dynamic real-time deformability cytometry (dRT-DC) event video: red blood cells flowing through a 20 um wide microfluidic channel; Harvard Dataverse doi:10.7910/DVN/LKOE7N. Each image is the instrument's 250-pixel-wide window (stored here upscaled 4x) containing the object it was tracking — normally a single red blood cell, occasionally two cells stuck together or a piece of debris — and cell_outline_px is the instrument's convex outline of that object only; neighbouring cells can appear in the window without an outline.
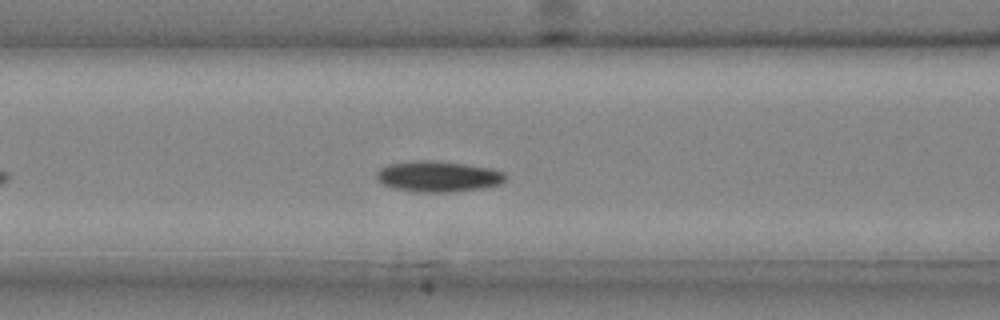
{"species": "common noctule bat (a hibernating species)", "species_latin": "Nyctalus noctula", "temperature_condition": "cold", "stored_images_in_passage": 33, "camera_frame_rate_fps": 3000, "um_per_image_px": 0.085, "animal": {"sex": "male", "body_mass_g": 20.4}, "frame": {"image": 1, "passage_image": 10, "time_ms": 3.0, "image_size_px": [1000, 320], "cell_outline_px": [[504, 180], [500, 184], [480, 188], [452, 192], [416, 192], [396, 188], [384, 184], [376, 176], [376, 172], [380, 168], [388, 164], [420, 160], [432, 160], [464, 164], [492, 168], [504, 172]], "centroid_in_image_um": [37.24, 14.99], "position_along_channel_um": 129.4, "area_um2": 22.89}}
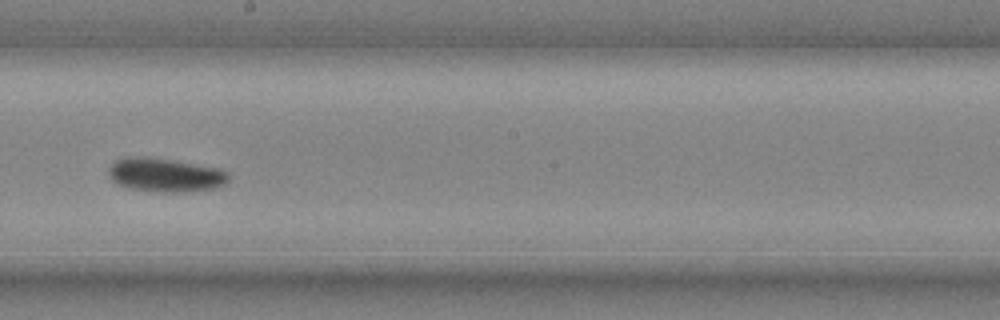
{"frame": {"image": 2, "passage_image": 17, "time_ms": 5.333, "image_size_px": [1000, 320], "cell_outline_px": [[228, 180], [224, 184], [216, 188], [192, 192], [160, 192], [128, 188], [116, 184], [108, 176], [108, 168], [116, 160], [124, 156], [148, 156], [216, 168], [228, 172]], "centroid_in_image_um": [13.99, 14.88], "position_along_channel_um": 234.2, "area_um2": 23.81}}
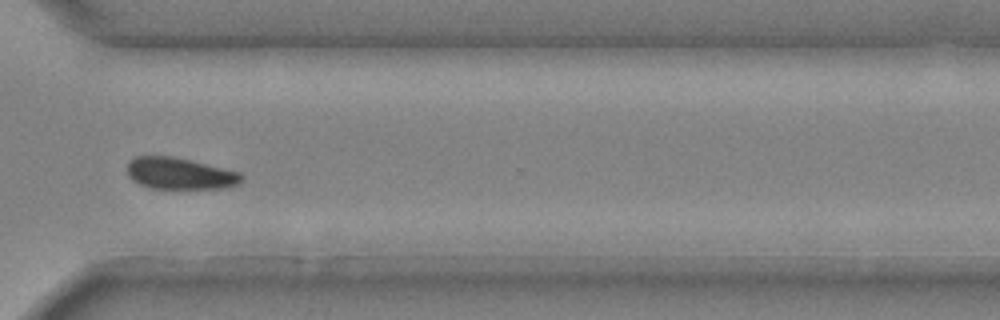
{"frame": {"image": 3, "passage_image": 25, "time_ms": 8.0, "image_size_px": [1000, 320], "cell_outline_px": [[244, 180], [240, 184], [228, 188], [152, 188], [140, 184], [132, 180], [128, 176], [128, 160], [136, 156], [172, 156], [224, 168], [240, 172], [244, 176]], "centroid_in_image_um": [15.32, 14.75], "position_along_channel_um": 355.3, "area_um2": 21.15}}